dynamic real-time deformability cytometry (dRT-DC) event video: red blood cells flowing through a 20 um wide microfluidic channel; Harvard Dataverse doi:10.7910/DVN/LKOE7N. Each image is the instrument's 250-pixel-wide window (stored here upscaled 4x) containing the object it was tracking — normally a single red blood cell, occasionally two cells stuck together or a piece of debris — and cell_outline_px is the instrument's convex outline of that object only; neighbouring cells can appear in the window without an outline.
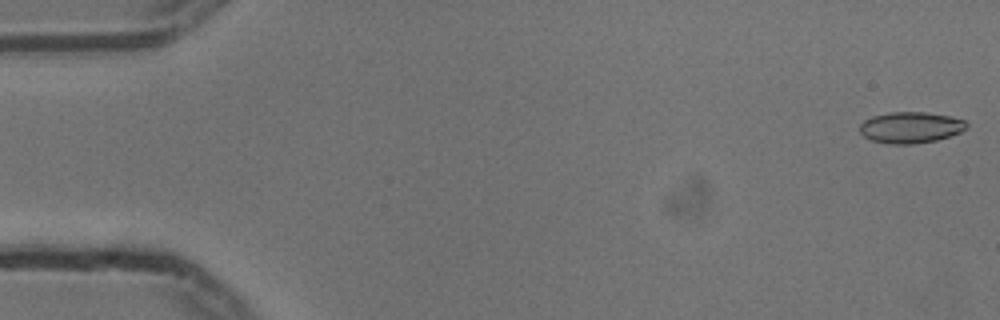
{"species": "common noctule bat (a hibernating species)", "species_latin": "Nyctalus noctula", "temperature_condition": "cold", "stored_images_in_passage": 55, "camera_frame_rate_fps": 3000, "um_per_image_px": 0.085, "animal": {"sex": "male", "body_mass_g": 13.3}, "frame": {"image": 1, "passage_image": 1, "time_ms": 0.0, "image_size_px": [1000, 320], "cell_outline_px": [[968, 128], [960, 132], [936, 140], [912, 144], [892, 144], [872, 140], [864, 136], [860, 132], [860, 124], [864, 120], [872, 116], [888, 112], [924, 112], [948, 116], [964, 120], [968, 124]], "centroid_in_image_um": [77.39, 10.83], "position_along_channel_um": 7.6, "area_um2": 19.31}}
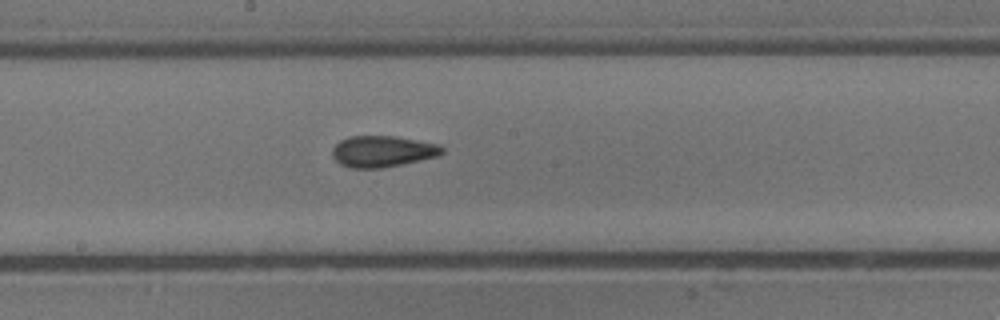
{"frame": {"image": 2, "passage_image": 29, "time_ms": 9.333, "image_size_px": [1000, 320], "cell_outline_px": [[444, 152], [440, 156], [404, 164], [380, 168], [348, 168], [340, 164], [332, 156], [332, 148], [340, 140], [348, 136], [396, 136], [440, 144], [444, 148]], "centroid_in_image_um": [32.54, 12.87], "position_along_channel_um": 215.7, "area_um2": 20.35}}
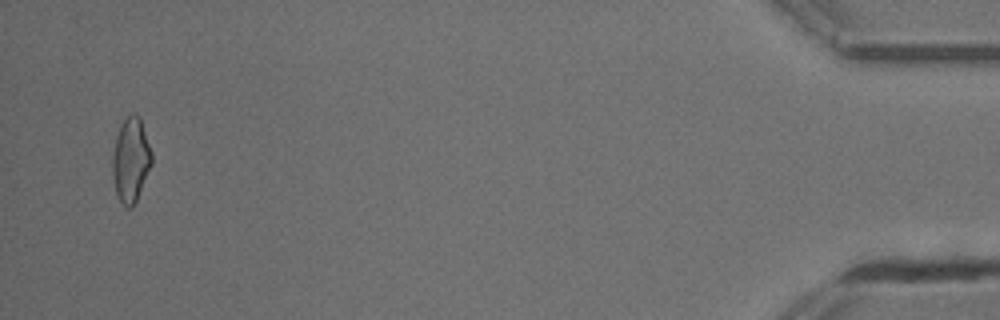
{"frame": {"image": 3, "passage_image": 53, "time_ms": 17.333, "image_size_px": [1000, 320], "cell_outline_px": [[152, 164], [136, 200], [132, 208], [128, 208], [120, 200], [116, 192], [112, 176], [112, 156], [116, 136], [120, 124], [132, 112], [136, 112], [140, 116], [152, 152]], "centroid_in_image_um": [11.12, 13.55], "position_along_channel_um": 424.1, "area_um2": 19.36}, "authors_computed_cell_mechanics": {"area_um2": 19.363, "velocity_mm_per_s": 3.7371, "shape_relaxation_time_tau1_ms": null, "shape_relaxation_time_tau2_ms": 3.1013, "deformation_change_tau1": null, "deformation_change_tau2": 0.0965}}